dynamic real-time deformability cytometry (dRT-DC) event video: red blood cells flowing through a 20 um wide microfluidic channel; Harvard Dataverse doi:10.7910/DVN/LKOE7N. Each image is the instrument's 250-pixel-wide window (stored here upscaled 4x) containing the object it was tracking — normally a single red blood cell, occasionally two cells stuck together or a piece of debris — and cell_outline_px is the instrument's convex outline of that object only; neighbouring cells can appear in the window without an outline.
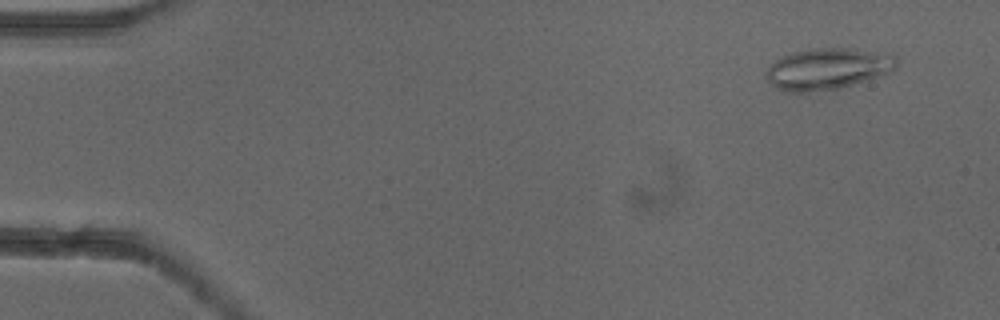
{"species": "common noctule bat (a hibernating species)", "species_latin": "Nyctalus noctula", "temperature_condition": "cold", "stored_images_in_passage": 53, "camera_frame_rate_fps": 3000, "um_per_image_px": 0.085, "animal": {"sex": "female"}, "frame": {"image": 1, "passage_image": 4, "time_ms": 1.0, "image_size_px": [1000, 320], "cell_outline_px": [[896, 68], [888, 72], [840, 88], [804, 92], [784, 92], [776, 88], [768, 80], [764, 72], [776, 60], [792, 52], [812, 48], [856, 48], [896, 56]], "centroid_in_image_um": [70.3, 5.84], "position_along_channel_um": 14.7, "area_um2": 31.04}}
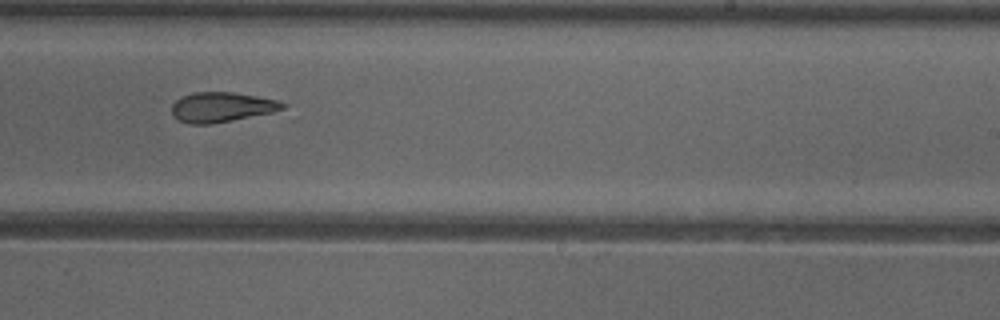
{"frame": {"image": 2, "passage_image": 33, "time_ms": 10.667, "image_size_px": [1000, 320], "cell_outline_px": [[288, 104], [284, 108], [272, 112], [212, 124], [188, 124], [172, 116], [172, 104], [180, 96], [192, 92], [232, 92], [256, 96], [276, 100]], "centroid_in_image_um": [18.8, 9.1], "position_along_channel_um": 270.2, "area_um2": 19.31}}
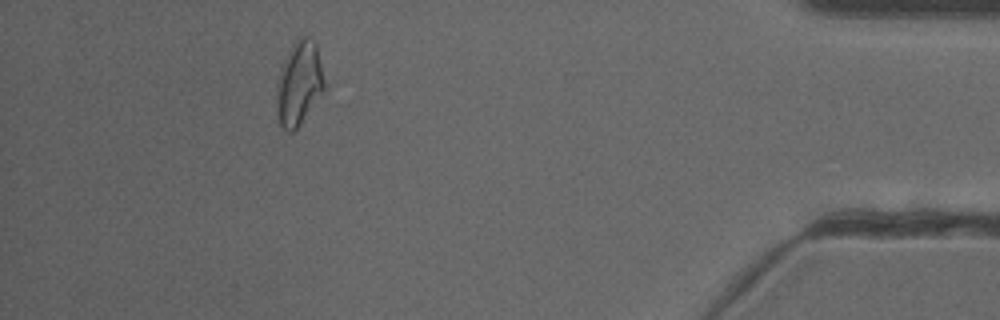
{"frame": {"image": 3, "passage_image": 48, "time_ms": 15.667, "image_size_px": [1000, 320], "cell_outline_px": [[328, 88], [300, 124], [292, 132], [288, 132], [280, 124], [276, 88], [276, 84], [280, 68], [292, 44], [296, 40], [304, 36], [308, 36], [316, 44], [328, 84]], "centroid_in_image_um": [25.49, 7.06], "position_along_channel_um": 409.7, "area_um2": 23.76}, "authors_computed_cell_mechanics": {"area_um2": 22.1952, "velocity_mm_per_s": 3.9074, "shape_relaxation_time_tau1_ms": 7.779, "shape_relaxation_time_tau2_ms": 5.2676, "deformation_change_tau1": 0.1753, "deformation_change_tau2": 0.1103}}